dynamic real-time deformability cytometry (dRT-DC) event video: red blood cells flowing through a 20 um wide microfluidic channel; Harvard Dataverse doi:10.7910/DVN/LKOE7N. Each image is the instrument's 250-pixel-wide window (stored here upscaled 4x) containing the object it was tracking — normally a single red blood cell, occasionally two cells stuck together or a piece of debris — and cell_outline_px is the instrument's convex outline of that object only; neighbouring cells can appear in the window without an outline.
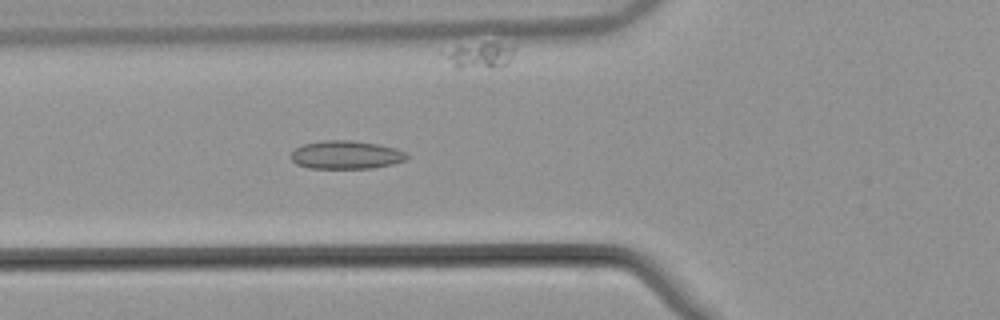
{"species": "common noctule bat (a hibernating species)", "species_latin": "Nyctalus noctula", "temperature_condition": "warm", "stored_images_in_passage": 42, "camera_frame_rate_fps": 3000, "um_per_image_px": 0.085, "animal": {"sex": "male", "body_mass_g": 21.5, "forearm_length_mm": 52.0}, "frame": {"image": 1, "passage_image": 9, "time_ms": 2.667, "image_size_px": [1000, 320], "cell_outline_px": [[408, 160], [392, 164], [372, 168], [308, 168], [296, 164], [288, 156], [296, 148], [304, 144], [324, 140], [352, 140], [376, 144], [396, 148], [404, 152], [408, 156]], "centroid_in_image_um": [29.4, 13.16], "position_along_channel_um": 96.4, "area_um2": 19.13}}
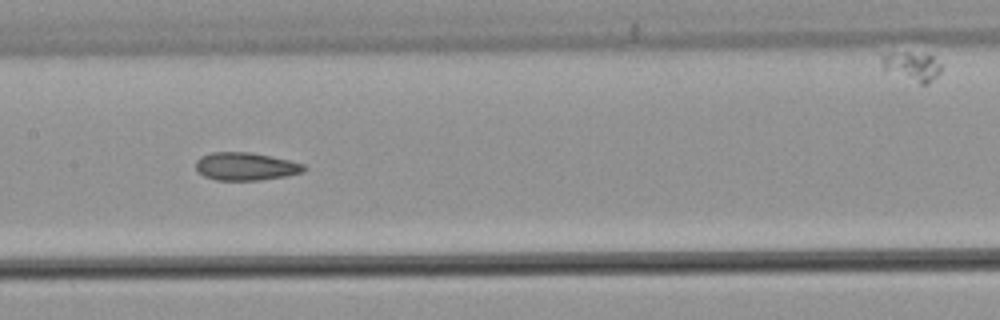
{"frame": {"image": 2, "passage_image": 16, "time_ms": 5.0, "image_size_px": [1000, 320], "cell_outline_px": [[308, 168], [304, 172], [288, 176], [260, 180], [216, 180], [204, 176], [196, 168], [196, 160], [200, 156], [212, 152], [252, 152], [288, 160], [304, 164]], "centroid_in_image_um": [20.91, 14.14], "position_along_channel_um": 186.5, "area_um2": 17.69}}
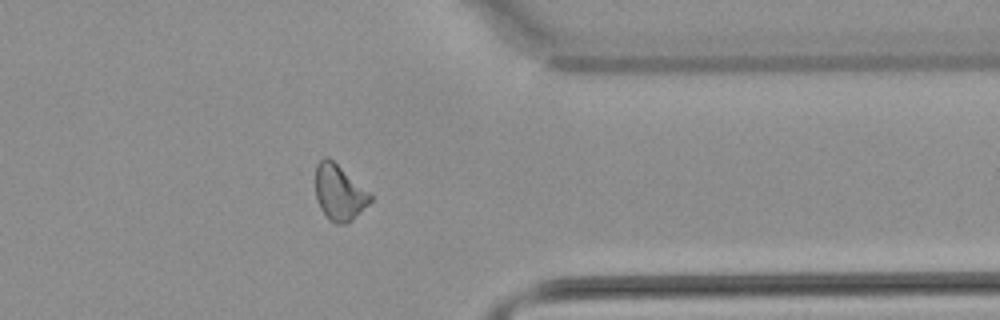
{"frame": {"image": 3, "passage_image": 32, "time_ms": 10.333, "image_size_px": [1000, 320], "cell_outline_px": [[372, 200], [348, 224], [336, 224], [328, 220], [320, 208], [316, 196], [316, 164], [324, 156], [328, 156], [368, 192], [372, 196]], "centroid_in_image_um": [28.81, 16.39], "position_along_channel_um": 382.6, "area_um2": 17.57}, "authors_computed_cell_mechanics": {"area_um2": 17.7446, "velocity_mm_per_s": 3.8487, "shape_relaxation_time_tau1_ms": null, "shape_relaxation_time_tau2_ms": 3.1277, "deformation_change_tau1": null, "deformation_change_tau2": 0.0965}}